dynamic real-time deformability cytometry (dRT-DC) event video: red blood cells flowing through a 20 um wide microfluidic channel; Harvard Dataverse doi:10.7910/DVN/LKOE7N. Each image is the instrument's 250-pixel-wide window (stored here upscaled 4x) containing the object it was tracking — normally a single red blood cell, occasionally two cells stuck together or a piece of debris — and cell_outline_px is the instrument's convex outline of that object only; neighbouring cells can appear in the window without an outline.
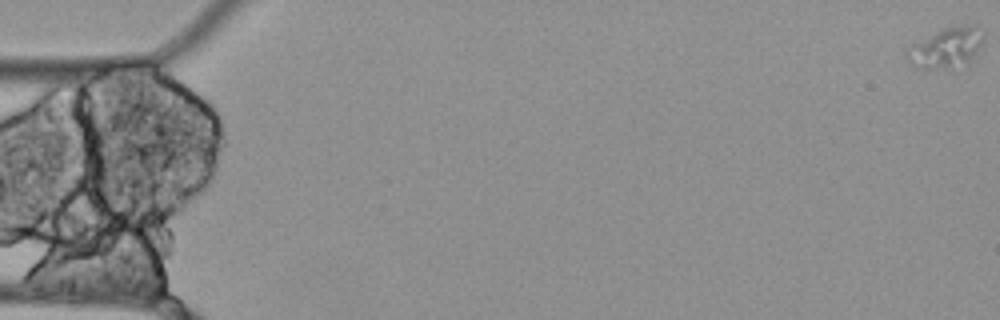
{"species": "Egyptian fruit bat (a non-hibernating species)", "species_latin": "Rousettus aegyptiacus", "temperature_condition": "cold", "stored_images_in_passage": 60, "camera_frame_rate_fps": 3000, "um_per_image_px": 0.085, "animal": {"sex": "female"}, "frame": {"image": 1, "passage_image": 1, "time_ms": 0.0, "image_size_px": [1000, 320], "cell_outline_px": [[984, 40], [980, 48], [968, 64], [948, 68], [916, 68], [908, 64], [904, 56], [904, 52], [912, 44], [944, 28], [968, 24], [980, 24], [984, 32]], "centroid_in_image_um": [80.45, 4.05], "position_along_channel_um": 4.5, "area_um2": 18.44}}
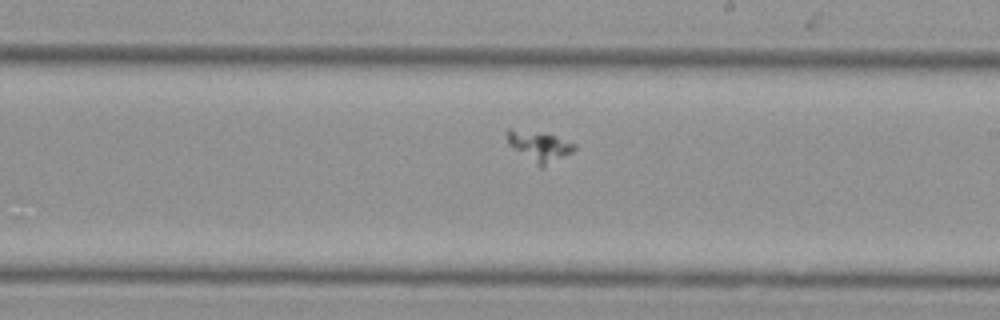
{"frame": {"image": 2, "passage_image": 35, "time_ms": 11.333, "image_size_px": [1000, 320], "cell_outline_px": [[576, 148], [572, 152], [540, 168], [508, 144], [504, 132], [508, 128], [512, 128], [556, 136], [576, 144]], "centroid_in_image_um": [45.79, 12.41], "position_along_channel_um": 243.2, "area_um2": 11.73}}
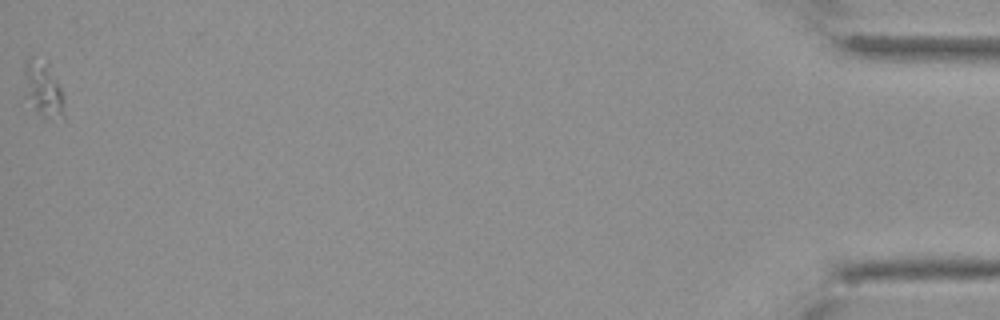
{"frame": {"image": 3, "passage_image": 60, "time_ms": 19.667, "image_size_px": [1000, 320], "cell_outline_px": [[64, 120], [44, 120], [32, 108], [24, 96], [24, 60], [28, 56], [32, 56], [48, 60], [64, 96]], "centroid_in_image_um": [3.66, 7.59], "position_along_channel_um": 431.5, "area_um2": 14.1}}